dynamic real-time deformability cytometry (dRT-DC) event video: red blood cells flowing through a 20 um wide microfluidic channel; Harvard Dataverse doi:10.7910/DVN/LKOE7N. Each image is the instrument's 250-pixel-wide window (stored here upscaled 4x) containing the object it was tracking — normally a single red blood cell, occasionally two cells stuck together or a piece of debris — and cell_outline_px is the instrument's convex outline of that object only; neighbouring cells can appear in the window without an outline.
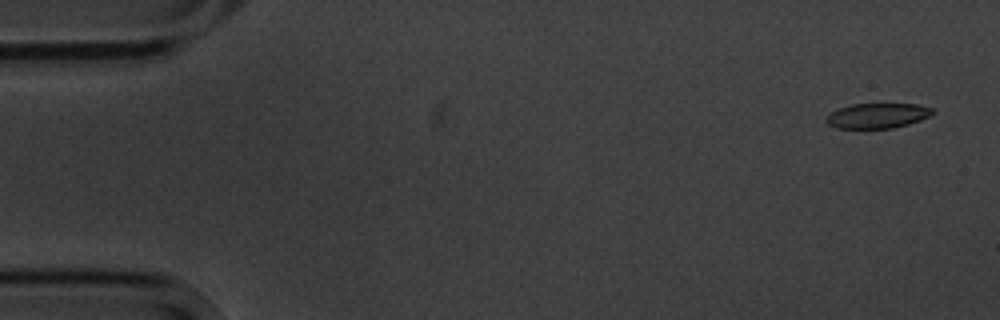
{"species": "common noctule bat (a hibernating species)", "species_latin": "Nyctalus noctula", "temperature_condition": "cold", "stored_images_in_passage": 5, "camera_frame_rate_fps": 3000, "um_per_image_px": 0.085, "animal": {"sex": "male", "body_mass_g": 20.1, "forearm_length_mm": 53.5}, "frame": {"image": 1, "passage_image": 1, "time_ms": 0.0, "image_size_px": [1000, 320], "cell_outline_px": [[936, 112], [920, 120], [908, 124], [892, 128], [836, 128], [828, 124], [824, 120], [832, 112], [840, 108], [852, 104], [916, 104], [932, 108]], "centroid_in_image_um": [74.59, 9.83], "position_along_channel_um": 10.4, "area_um2": 15.37}}
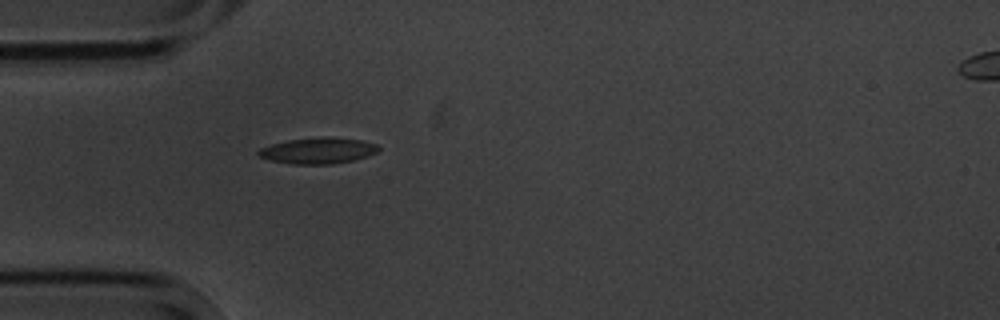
{"frame": {"image": 2, "passage_image": 5, "time_ms": 4.667, "image_size_px": [1000, 320], "cell_outline_px": [[380, 148], [376, 152], [368, 156], [352, 160], [332, 164], [292, 164], [268, 160], [260, 156], [256, 152], [260, 148], [272, 144], [288, 140], [324, 136], [332, 136], [364, 140], [376, 144]], "centroid_in_image_um": [27.04, 12.79], "position_along_channel_um": 58.0, "area_um2": 18.38}}